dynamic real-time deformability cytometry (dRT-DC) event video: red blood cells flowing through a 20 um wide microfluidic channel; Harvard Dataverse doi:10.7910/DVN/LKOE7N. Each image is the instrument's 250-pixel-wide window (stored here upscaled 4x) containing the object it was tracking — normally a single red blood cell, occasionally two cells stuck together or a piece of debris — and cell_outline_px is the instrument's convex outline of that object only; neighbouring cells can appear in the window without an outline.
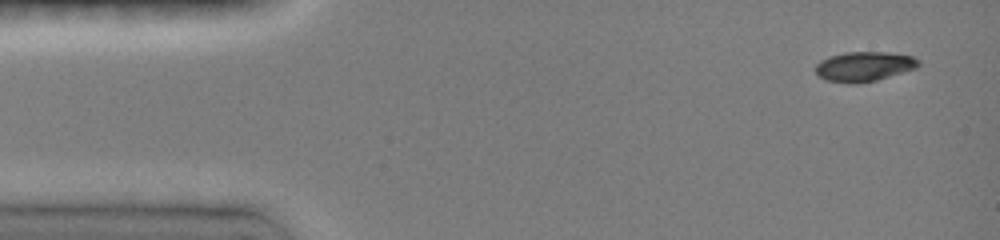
{"species": "common noctule bat (a hibernating species)", "species_latin": "Nyctalus noctula", "temperature_condition": "room temperature", "stored_images_in_passage": 6, "camera_frame_rate_fps": 3000, "um_per_image_px": 0.085, "animal": {"sex": "female", "body_mass_g": 19.0, "forearm_length_mm": 51.5}, "frame": {"image": 1, "passage_image": 1, "time_ms": 0.0, "image_size_px": [1000, 240], "cell_outline_px": [[920, 64], [916, 68], [876, 80], [852, 84], [824, 80], [816, 72], [816, 64], [820, 60], [828, 56], [844, 52], [888, 52], [912, 56], [920, 60]], "centroid_in_image_um": [73.43, 5.64], "position_along_channel_um": 11.6, "area_um2": 17.86}}